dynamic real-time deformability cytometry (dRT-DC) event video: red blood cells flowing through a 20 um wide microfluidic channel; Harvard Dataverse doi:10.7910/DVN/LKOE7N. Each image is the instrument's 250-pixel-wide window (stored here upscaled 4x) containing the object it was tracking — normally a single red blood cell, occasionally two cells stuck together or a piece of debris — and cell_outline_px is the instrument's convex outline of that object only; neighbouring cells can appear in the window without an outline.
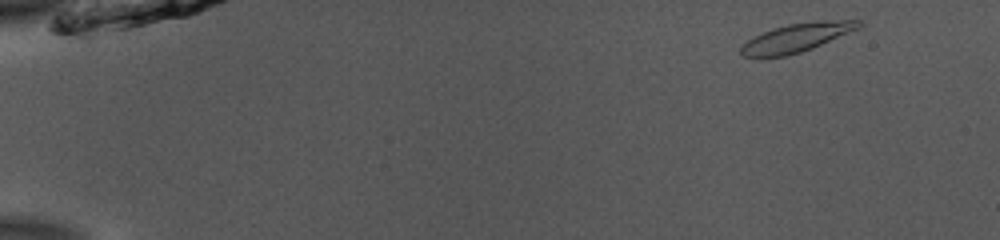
{"species": "common noctule bat (a hibernating species)", "species_latin": "Nyctalus noctula", "temperature_condition": "room temperature", "stored_images_in_passage": 50, "camera_frame_rate_fps": 3000, "um_per_image_px": 0.085, "animal": {"sex": "male", "body_mass_g": 13.0, "forearm_length_mm": 53.1}, "frame": {"image": 1, "passage_image": 2, "time_ms": 0.333, "image_size_px": [1000, 240], "cell_outline_px": [[864, 24], [860, 28], [812, 48], [800, 52], [784, 56], [740, 56], [740, 48], [748, 40], [764, 32], [788, 24], [820, 20], [860, 20]], "centroid_in_image_um": [67.78, 3.18], "position_along_channel_um": 17.2, "area_um2": 19.25}}
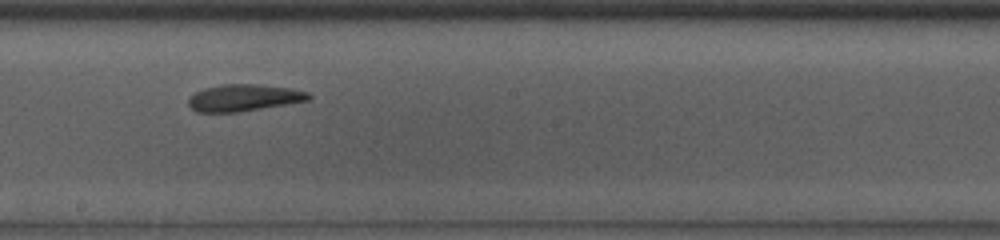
{"frame": {"image": 2, "passage_image": 28, "time_ms": 9.0, "image_size_px": [1000, 240], "cell_outline_px": [[312, 96], [308, 100], [236, 112], [196, 112], [188, 104], [188, 100], [196, 92], [204, 88], [224, 84], [256, 84], [292, 88], [308, 92]], "centroid_in_image_um": [20.72, 8.3], "position_along_channel_um": 227.5, "area_um2": 18.5}}
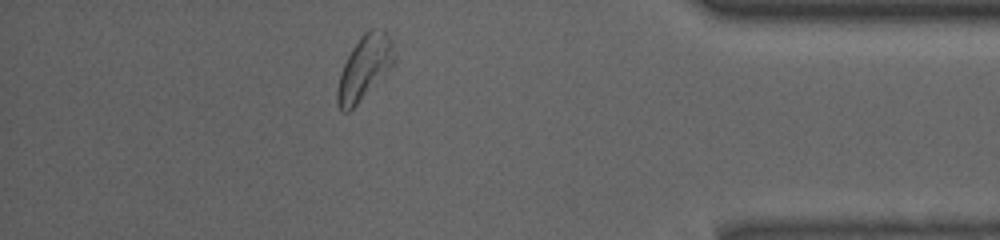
{"frame": {"image": 3, "passage_image": 44, "time_ms": 14.333, "image_size_px": [1000, 240], "cell_outline_px": [[396, 64], [348, 112], [340, 112], [336, 104], [336, 92], [340, 72], [352, 48], [360, 36], [368, 28], [384, 28], [392, 40], [396, 56]], "centroid_in_image_um": [31.0, 5.72], "position_along_channel_um": 404.2, "area_um2": 21.68}, "authors_computed_cell_mechanics": {"area_um2": 19.7676, "velocity_mm_per_s": 3.8506, "shape_relaxation_time_tau1_ms": 3.4248, "shape_relaxation_time_tau2_ms": 2.262, "deformation_change_tau1": 0.1578, "deformation_change_tau2": 0.0952}}